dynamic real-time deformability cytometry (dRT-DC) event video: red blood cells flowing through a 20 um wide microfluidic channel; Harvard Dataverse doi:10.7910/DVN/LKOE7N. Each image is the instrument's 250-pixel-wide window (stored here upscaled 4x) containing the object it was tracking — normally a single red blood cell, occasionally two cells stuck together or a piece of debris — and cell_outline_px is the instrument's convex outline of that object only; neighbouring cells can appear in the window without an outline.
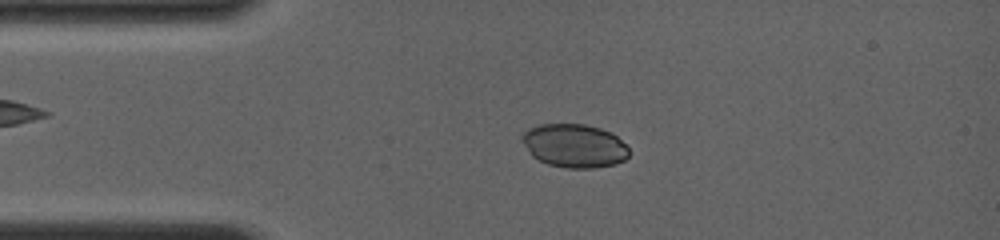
{"species": "common noctule bat (a hibernating species)", "species_latin": "Nyctalus noctula", "temperature_condition": "room temperature", "stored_images_in_passage": 24, "camera_frame_rate_fps": 4000, "um_per_image_px": 0.085, "animal": {"sex": "female", "body_mass_g": 19.0, "forearm_length_mm": 56.7}, "frame": {"image": 1, "passage_image": 17, "time_ms": 3.25, "image_size_px": [1000, 240], "cell_outline_px": [[628, 156], [624, 160], [616, 164], [592, 168], [568, 168], [548, 164], [532, 156], [520, 140], [520, 136], [528, 128], [540, 124], [584, 124], [600, 128], [612, 132], [628, 148]], "centroid_in_image_um": [48.79, 12.38], "position_along_channel_um": 36.2, "area_um2": 27.17}}